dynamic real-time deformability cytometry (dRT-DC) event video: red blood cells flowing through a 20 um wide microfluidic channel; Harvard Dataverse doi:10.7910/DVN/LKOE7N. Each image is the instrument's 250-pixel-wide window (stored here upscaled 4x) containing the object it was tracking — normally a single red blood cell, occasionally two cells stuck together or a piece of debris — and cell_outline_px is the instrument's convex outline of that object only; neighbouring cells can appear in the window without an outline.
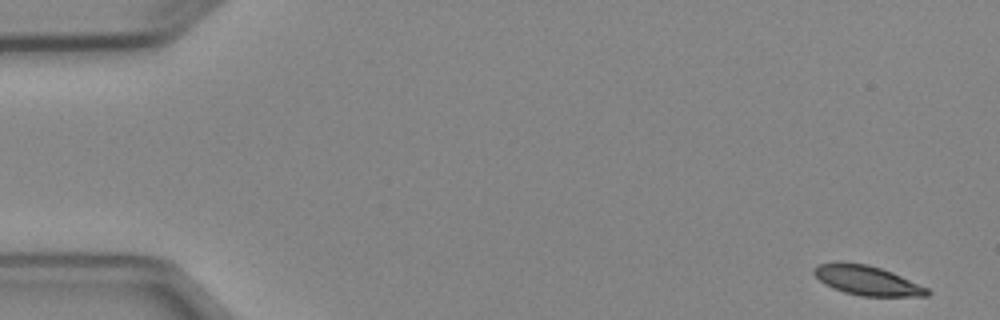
{"species": "Egyptian fruit bat (a non-hibernating species)", "species_latin": "Rousettus aegyptiacus", "temperature_condition": "cold", "stored_images_in_passage": 4, "camera_frame_rate_fps": 3000, "um_per_image_px": 0.085, "animal": {"sex": "female"}, "frame": {"image": 1, "passage_image": 1, "time_ms": 0.0, "image_size_px": [1000, 320], "cell_outline_px": [[932, 292], [928, 296], [860, 296], [844, 292], [832, 288], [824, 284], [812, 272], [812, 268], [816, 264], [868, 264], [892, 272], [928, 288]], "centroid_in_image_um": [73.73, 23.87], "position_along_channel_um": 11.3, "area_um2": 19.13}}
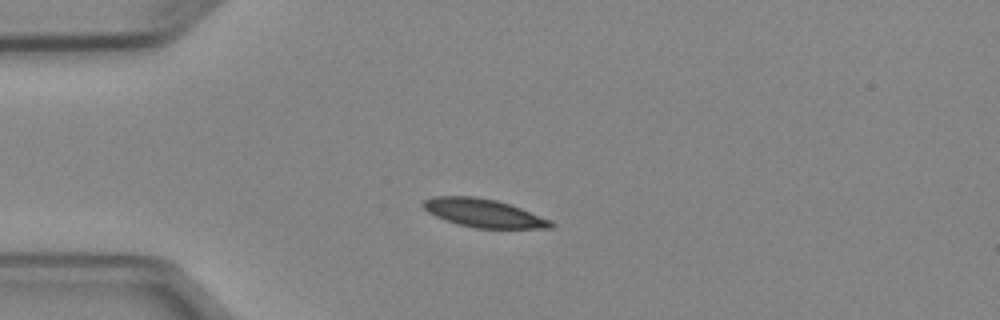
{"frame": {"image": 2, "passage_image": 4, "time_ms": 3.667, "image_size_px": [1000, 320], "cell_outline_px": [[556, 224], [552, 228], [476, 228], [444, 220], [428, 212], [420, 204], [424, 200], [432, 196], [476, 196], [496, 200], [520, 208], [552, 220]], "centroid_in_image_um": [41.1, 18.1], "position_along_channel_um": 43.9, "area_um2": 21.04}}